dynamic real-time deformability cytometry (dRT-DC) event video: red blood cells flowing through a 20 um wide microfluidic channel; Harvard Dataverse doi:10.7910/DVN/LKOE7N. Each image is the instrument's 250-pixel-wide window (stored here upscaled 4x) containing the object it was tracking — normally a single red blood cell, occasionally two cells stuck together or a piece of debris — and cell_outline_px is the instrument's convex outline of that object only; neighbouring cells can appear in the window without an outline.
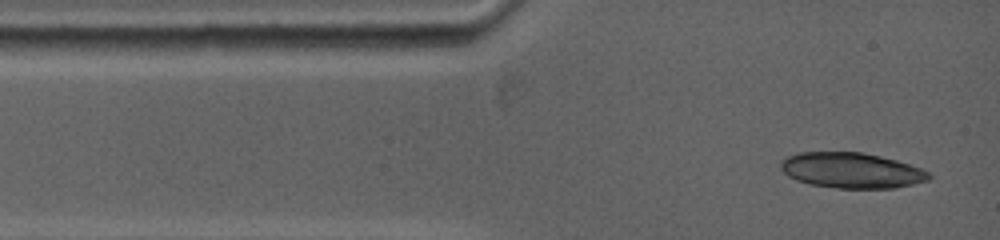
{"species": "common noctule bat (a hibernating species)", "species_latin": "Nyctalus noctula", "temperature_condition": "warm", "stored_images_in_passage": 2, "camera_frame_rate_fps": 5000, "um_per_image_px": 0.085, "animal": {"sex": "female", "body_mass_g": 19.0, "forearm_length_mm": 53.3}, "frame": {"image": 1, "passage_image": 1, "time_ms": 0.0, "image_size_px": [1000, 240], "cell_outline_px": [[932, 176], [928, 180], [896, 188], [836, 188], [808, 184], [796, 180], [788, 176], [780, 168], [780, 160], [788, 156], [800, 152], [860, 152], [880, 156], [896, 160], [920, 168], [928, 172]], "centroid_in_image_um": [72.34, 14.48], "position_along_channel_um": 12.7, "area_um2": 30.63}}